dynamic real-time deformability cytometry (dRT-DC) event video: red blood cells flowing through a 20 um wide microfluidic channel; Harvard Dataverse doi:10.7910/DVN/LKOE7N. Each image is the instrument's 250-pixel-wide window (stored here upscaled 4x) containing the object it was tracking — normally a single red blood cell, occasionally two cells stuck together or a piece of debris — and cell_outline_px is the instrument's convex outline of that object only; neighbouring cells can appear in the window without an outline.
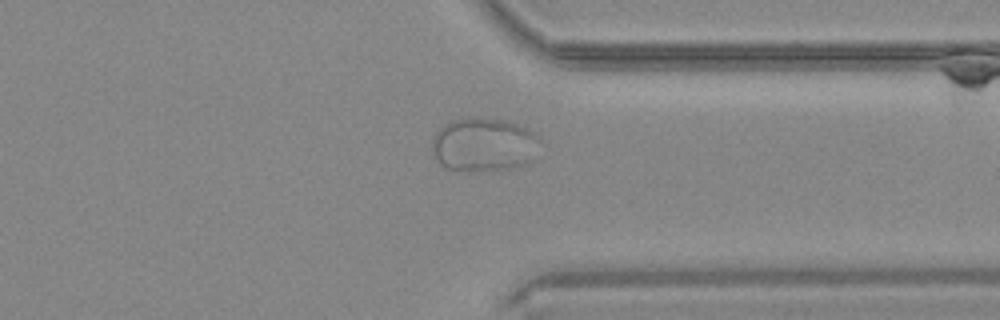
{"species": "common noctule bat (a hibernating species)", "species_latin": "Nyctalus noctula", "temperature_condition": "warm", "stored_images_in_passage": 40, "camera_frame_rate_fps": 3000, "um_per_image_px": 0.085, "animal": {"sex": "male", "body_mass_g": 20.4}, "frame": {"image": 1, "passage_image": 30, "time_ms": 9.667, "image_size_px": [1000, 320], "cell_outline_px": [[540, 140], [532, 160], [528, 164], [512, 168], [448, 168], [440, 164], [436, 160], [432, 152], [432, 140], [436, 132], [440, 128], [452, 120], [472, 116], [504, 120], [516, 124], [540, 136]], "centroid_in_image_um": [41.12, 12.24], "position_along_channel_um": 370.3, "area_um2": 33.12}}